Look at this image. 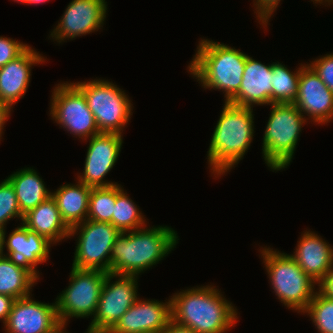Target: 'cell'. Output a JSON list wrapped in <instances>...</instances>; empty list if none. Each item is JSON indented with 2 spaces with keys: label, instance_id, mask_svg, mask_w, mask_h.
I'll return each instance as SVG.
<instances>
[{
  "label": "cell",
  "instance_id": "obj_41",
  "mask_svg": "<svg viewBox=\"0 0 333 333\" xmlns=\"http://www.w3.org/2000/svg\"><path fill=\"white\" fill-rule=\"evenodd\" d=\"M16 2H20V3H23V4H28V0H14Z\"/></svg>",
  "mask_w": 333,
  "mask_h": 333
},
{
  "label": "cell",
  "instance_id": "obj_25",
  "mask_svg": "<svg viewBox=\"0 0 333 333\" xmlns=\"http://www.w3.org/2000/svg\"><path fill=\"white\" fill-rule=\"evenodd\" d=\"M123 186L116 184V203L113 210V226L121 233L143 228L146 219L139 206L133 202ZM146 224V225H145Z\"/></svg>",
  "mask_w": 333,
  "mask_h": 333
},
{
  "label": "cell",
  "instance_id": "obj_26",
  "mask_svg": "<svg viewBox=\"0 0 333 333\" xmlns=\"http://www.w3.org/2000/svg\"><path fill=\"white\" fill-rule=\"evenodd\" d=\"M304 65L301 63L296 71L291 72L279 61L272 62V104H290L295 101L298 93L299 76Z\"/></svg>",
  "mask_w": 333,
  "mask_h": 333
},
{
  "label": "cell",
  "instance_id": "obj_39",
  "mask_svg": "<svg viewBox=\"0 0 333 333\" xmlns=\"http://www.w3.org/2000/svg\"><path fill=\"white\" fill-rule=\"evenodd\" d=\"M49 0H28V4H42V3H45V2H48Z\"/></svg>",
  "mask_w": 333,
  "mask_h": 333
},
{
  "label": "cell",
  "instance_id": "obj_38",
  "mask_svg": "<svg viewBox=\"0 0 333 333\" xmlns=\"http://www.w3.org/2000/svg\"><path fill=\"white\" fill-rule=\"evenodd\" d=\"M3 229L0 228V258L4 256V249H3Z\"/></svg>",
  "mask_w": 333,
  "mask_h": 333
},
{
  "label": "cell",
  "instance_id": "obj_19",
  "mask_svg": "<svg viewBox=\"0 0 333 333\" xmlns=\"http://www.w3.org/2000/svg\"><path fill=\"white\" fill-rule=\"evenodd\" d=\"M271 80L272 63L265 65L247 55L239 91L228 102L247 108L272 104Z\"/></svg>",
  "mask_w": 333,
  "mask_h": 333
},
{
  "label": "cell",
  "instance_id": "obj_3",
  "mask_svg": "<svg viewBox=\"0 0 333 333\" xmlns=\"http://www.w3.org/2000/svg\"><path fill=\"white\" fill-rule=\"evenodd\" d=\"M207 152L211 174L228 173L244 158L254 136L253 108L225 102Z\"/></svg>",
  "mask_w": 333,
  "mask_h": 333
},
{
  "label": "cell",
  "instance_id": "obj_33",
  "mask_svg": "<svg viewBox=\"0 0 333 333\" xmlns=\"http://www.w3.org/2000/svg\"><path fill=\"white\" fill-rule=\"evenodd\" d=\"M317 286V289L322 294H324L326 297L333 298V266Z\"/></svg>",
  "mask_w": 333,
  "mask_h": 333
},
{
  "label": "cell",
  "instance_id": "obj_36",
  "mask_svg": "<svg viewBox=\"0 0 333 333\" xmlns=\"http://www.w3.org/2000/svg\"><path fill=\"white\" fill-rule=\"evenodd\" d=\"M163 333H195V331L180 325L171 319L167 324V327L163 330Z\"/></svg>",
  "mask_w": 333,
  "mask_h": 333
},
{
  "label": "cell",
  "instance_id": "obj_4",
  "mask_svg": "<svg viewBox=\"0 0 333 333\" xmlns=\"http://www.w3.org/2000/svg\"><path fill=\"white\" fill-rule=\"evenodd\" d=\"M188 72L204 89L222 90L228 102L242 82L247 54L224 43L201 38Z\"/></svg>",
  "mask_w": 333,
  "mask_h": 333
},
{
  "label": "cell",
  "instance_id": "obj_5",
  "mask_svg": "<svg viewBox=\"0 0 333 333\" xmlns=\"http://www.w3.org/2000/svg\"><path fill=\"white\" fill-rule=\"evenodd\" d=\"M259 250L277 298L285 307L303 314L317 291L315 285L318 283L289 254L267 246Z\"/></svg>",
  "mask_w": 333,
  "mask_h": 333
},
{
  "label": "cell",
  "instance_id": "obj_8",
  "mask_svg": "<svg viewBox=\"0 0 333 333\" xmlns=\"http://www.w3.org/2000/svg\"><path fill=\"white\" fill-rule=\"evenodd\" d=\"M120 233L111 223L88 219L71 227L69 238L79 235L72 267L110 273V254Z\"/></svg>",
  "mask_w": 333,
  "mask_h": 333
},
{
  "label": "cell",
  "instance_id": "obj_7",
  "mask_svg": "<svg viewBox=\"0 0 333 333\" xmlns=\"http://www.w3.org/2000/svg\"><path fill=\"white\" fill-rule=\"evenodd\" d=\"M86 97L100 133H123L131 115L133 104L128 94L105 79L73 82Z\"/></svg>",
  "mask_w": 333,
  "mask_h": 333
},
{
  "label": "cell",
  "instance_id": "obj_31",
  "mask_svg": "<svg viewBox=\"0 0 333 333\" xmlns=\"http://www.w3.org/2000/svg\"><path fill=\"white\" fill-rule=\"evenodd\" d=\"M29 45L13 38L0 36V68L21 55Z\"/></svg>",
  "mask_w": 333,
  "mask_h": 333
},
{
  "label": "cell",
  "instance_id": "obj_12",
  "mask_svg": "<svg viewBox=\"0 0 333 333\" xmlns=\"http://www.w3.org/2000/svg\"><path fill=\"white\" fill-rule=\"evenodd\" d=\"M107 9L105 0H72L49 38L60 44L98 31L104 25Z\"/></svg>",
  "mask_w": 333,
  "mask_h": 333
},
{
  "label": "cell",
  "instance_id": "obj_11",
  "mask_svg": "<svg viewBox=\"0 0 333 333\" xmlns=\"http://www.w3.org/2000/svg\"><path fill=\"white\" fill-rule=\"evenodd\" d=\"M116 281H111L113 279ZM138 276L108 273L102 285L96 313L88 326L89 333H108L121 316L139 298Z\"/></svg>",
  "mask_w": 333,
  "mask_h": 333
},
{
  "label": "cell",
  "instance_id": "obj_40",
  "mask_svg": "<svg viewBox=\"0 0 333 333\" xmlns=\"http://www.w3.org/2000/svg\"><path fill=\"white\" fill-rule=\"evenodd\" d=\"M311 1H313V4L317 3V5H319L324 3L323 5H325L328 3L329 0H311Z\"/></svg>",
  "mask_w": 333,
  "mask_h": 333
},
{
  "label": "cell",
  "instance_id": "obj_17",
  "mask_svg": "<svg viewBox=\"0 0 333 333\" xmlns=\"http://www.w3.org/2000/svg\"><path fill=\"white\" fill-rule=\"evenodd\" d=\"M46 58L29 46L21 55L0 68V101L11 108L25 96L31 80V68ZM43 62V63H42Z\"/></svg>",
  "mask_w": 333,
  "mask_h": 333
},
{
  "label": "cell",
  "instance_id": "obj_18",
  "mask_svg": "<svg viewBox=\"0 0 333 333\" xmlns=\"http://www.w3.org/2000/svg\"><path fill=\"white\" fill-rule=\"evenodd\" d=\"M15 228L6 240V229L3 230V249L7 248L10 257L27 266L38 277L41 273L37 269L38 264L46 263L49 259V251L52 243L36 232L28 230L22 223ZM50 249V250H49Z\"/></svg>",
  "mask_w": 333,
  "mask_h": 333
},
{
  "label": "cell",
  "instance_id": "obj_13",
  "mask_svg": "<svg viewBox=\"0 0 333 333\" xmlns=\"http://www.w3.org/2000/svg\"><path fill=\"white\" fill-rule=\"evenodd\" d=\"M88 141L83 173L77 175V180L90 187H109L118 184L108 182L104 178L120 156L123 134L100 133Z\"/></svg>",
  "mask_w": 333,
  "mask_h": 333
},
{
  "label": "cell",
  "instance_id": "obj_15",
  "mask_svg": "<svg viewBox=\"0 0 333 333\" xmlns=\"http://www.w3.org/2000/svg\"><path fill=\"white\" fill-rule=\"evenodd\" d=\"M58 323L56 302L36 301L29 295L14 300L3 325L6 333H46Z\"/></svg>",
  "mask_w": 333,
  "mask_h": 333
},
{
  "label": "cell",
  "instance_id": "obj_42",
  "mask_svg": "<svg viewBox=\"0 0 333 333\" xmlns=\"http://www.w3.org/2000/svg\"><path fill=\"white\" fill-rule=\"evenodd\" d=\"M142 333H163V331H147V332H142Z\"/></svg>",
  "mask_w": 333,
  "mask_h": 333
},
{
  "label": "cell",
  "instance_id": "obj_21",
  "mask_svg": "<svg viewBox=\"0 0 333 333\" xmlns=\"http://www.w3.org/2000/svg\"><path fill=\"white\" fill-rule=\"evenodd\" d=\"M22 224L46 238L52 245L69 238L70 228L62 220L52 195L24 214Z\"/></svg>",
  "mask_w": 333,
  "mask_h": 333
},
{
  "label": "cell",
  "instance_id": "obj_10",
  "mask_svg": "<svg viewBox=\"0 0 333 333\" xmlns=\"http://www.w3.org/2000/svg\"><path fill=\"white\" fill-rule=\"evenodd\" d=\"M69 285L57 296L56 308L59 322L70 318L93 319L102 285L108 273L99 270L71 268Z\"/></svg>",
  "mask_w": 333,
  "mask_h": 333
},
{
  "label": "cell",
  "instance_id": "obj_24",
  "mask_svg": "<svg viewBox=\"0 0 333 333\" xmlns=\"http://www.w3.org/2000/svg\"><path fill=\"white\" fill-rule=\"evenodd\" d=\"M38 277L27 266L13 258H0V294L18 298L32 296V287L38 282Z\"/></svg>",
  "mask_w": 333,
  "mask_h": 333
},
{
  "label": "cell",
  "instance_id": "obj_1",
  "mask_svg": "<svg viewBox=\"0 0 333 333\" xmlns=\"http://www.w3.org/2000/svg\"><path fill=\"white\" fill-rule=\"evenodd\" d=\"M169 298L171 319L195 333H226L238 321L236 307L212 284L177 291Z\"/></svg>",
  "mask_w": 333,
  "mask_h": 333
},
{
  "label": "cell",
  "instance_id": "obj_9",
  "mask_svg": "<svg viewBox=\"0 0 333 333\" xmlns=\"http://www.w3.org/2000/svg\"><path fill=\"white\" fill-rule=\"evenodd\" d=\"M51 97L50 116L60 127L86 142L100 134L86 97L74 83L57 84Z\"/></svg>",
  "mask_w": 333,
  "mask_h": 333
},
{
  "label": "cell",
  "instance_id": "obj_43",
  "mask_svg": "<svg viewBox=\"0 0 333 333\" xmlns=\"http://www.w3.org/2000/svg\"><path fill=\"white\" fill-rule=\"evenodd\" d=\"M326 5H327V6H328V5H329V6L333 5V0H329L328 3H327Z\"/></svg>",
  "mask_w": 333,
  "mask_h": 333
},
{
  "label": "cell",
  "instance_id": "obj_20",
  "mask_svg": "<svg viewBox=\"0 0 333 333\" xmlns=\"http://www.w3.org/2000/svg\"><path fill=\"white\" fill-rule=\"evenodd\" d=\"M293 254H289L315 282L319 283L333 266V246L307 229L301 234Z\"/></svg>",
  "mask_w": 333,
  "mask_h": 333
},
{
  "label": "cell",
  "instance_id": "obj_27",
  "mask_svg": "<svg viewBox=\"0 0 333 333\" xmlns=\"http://www.w3.org/2000/svg\"><path fill=\"white\" fill-rule=\"evenodd\" d=\"M115 203L116 184L109 187H92L87 219L97 222H108L113 225Z\"/></svg>",
  "mask_w": 333,
  "mask_h": 333
},
{
  "label": "cell",
  "instance_id": "obj_23",
  "mask_svg": "<svg viewBox=\"0 0 333 333\" xmlns=\"http://www.w3.org/2000/svg\"><path fill=\"white\" fill-rule=\"evenodd\" d=\"M7 179L14 187L16 199L23 215L51 196V191L46 188L43 179L33 167L20 169L8 176Z\"/></svg>",
  "mask_w": 333,
  "mask_h": 333
},
{
  "label": "cell",
  "instance_id": "obj_37",
  "mask_svg": "<svg viewBox=\"0 0 333 333\" xmlns=\"http://www.w3.org/2000/svg\"><path fill=\"white\" fill-rule=\"evenodd\" d=\"M66 326H67V323L59 322L50 331H48L46 333H69L65 330ZM85 333H89V331L87 330Z\"/></svg>",
  "mask_w": 333,
  "mask_h": 333
},
{
  "label": "cell",
  "instance_id": "obj_34",
  "mask_svg": "<svg viewBox=\"0 0 333 333\" xmlns=\"http://www.w3.org/2000/svg\"><path fill=\"white\" fill-rule=\"evenodd\" d=\"M14 300L11 296L0 294V321L3 324L7 321Z\"/></svg>",
  "mask_w": 333,
  "mask_h": 333
},
{
  "label": "cell",
  "instance_id": "obj_16",
  "mask_svg": "<svg viewBox=\"0 0 333 333\" xmlns=\"http://www.w3.org/2000/svg\"><path fill=\"white\" fill-rule=\"evenodd\" d=\"M170 320L171 299L162 302L138 298L108 333L163 331Z\"/></svg>",
  "mask_w": 333,
  "mask_h": 333
},
{
  "label": "cell",
  "instance_id": "obj_14",
  "mask_svg": "<svg viewBox=\"0 0 333 333\" xmlns=\"http://www.w3.org/2000/svg\"><path fill=\"white\" fill-rule=\"evenodd\" d=\"M293 104L315 124H327L333 120V92L308 63L301 68L298 93Z\"/></svg>",
  "mask_w": 333,
  "mask_h": 333
},
{
  "label": "cell",
  "instance_id": "obj_32",
  "mask_svg": "<svg viewBox=\"0 0 333 333\" xmlns=\"http://www.w3.org/2000/svg\"><path fill=\"white\" fill-rule=\"evenodd\" d=\"M281 0H253L254 2V13L257 14V21L259 24L264 25L263 28L267 29V25L273 13L277 10ZM269 20V21H268Z\"/></svg>",
  "mask_w": 333,
  "mask_h": 333
},
{
  "label": "cell",
  "instance_id": "obj_2",
  "mask_svg": "<svg viewBox=\"0 0 333 333\" xmlns=\"http://www.w3.org/2000/svg\"><path fill=\"white\" fill-rule=\"evenodd\" d=\"M169 226L143 227L120 233L110 254V273L138 276L163 260L178 244Z\"/></svg>",
  "mask_w": 333,
  "mask_h": 333
},
{
  "label": "cell",
  "instance_id": "obj_28",
  "mask_svg": "<svg viewBox=\"0 0 333 333\" xmlns=\"http://www.w3.org/2000/svg\"><path fill=\"white\" fill-rule=\"evenodd\" d=\"M304 313L309 315L317 332L333 333V298L317 290Z\"/></svg>",
  "mask_w": 333,
  "mask_h": 333
},
{
  "label": "cell",
  "instance_id": "obj_29",
  "mask_svg": "<svg viewBox=\"0 0 333 333\" xmlns=\"http://www.w3.org/2000/svg\"><path fill=\"white\" fill-rule=\"evenodd\" d=\"M23 217L14 187L6 178L0 182V228L4 230L8 221L12 218H17L22 223Z\"/></svg>",
  "mask_w": 333,
  "mask_h": 333
},
{
  "label": "cell",
  "instance_id": "obj_30",
  "mask_svg": "<svg viewBox=\"0 0 333 333\" xmlns=\"http://www.w3.org/2000/svg\"><path fill=\"white\" fill-rule=\"evenodd\" d=\"M319 76L322 82L333 92V53L310 61L308 64Z\"/></svg>",
  "mask_w": 333,
  "mask_h": 333
},
{
  "label": "cell",
  "instance_id": "obj_6",
  "mask_svg": "<svg viewBox=\"0 0 333 333\" xmlns=\"http://www.w3.org/2000/svg\"><path fill=\"white\" fill-rule=\"evenodd\" d=\"M270 116L262 141V156L266 165L274 172L292 162L302 127L307 119L293 104H270Z\"/></svg>",
  "mask_w": 333,
  "mask_h": 333
},
{
  "label": "cell",
  "instance_id": "obj_22",
  "mask_svg": "<svg viewBox=\"0 0 333 333\" xmlns=\"http://www.w3.org/2000/svg\"><path fill=\"white\" fill-rule=\"evenodd\" d=\"M91 189L78 180L77 184H63L51 192L62 220L69 228L87 220Z\"/></svg>",
  "mask_w": 333,
  "mask_h": 333
},
{
  "label": "cell",
  "instance_id": "obj_35",
  "mask_svg": "<svg viewBox=\"0 0 333 333\" xmlns=\"http://www.w3.org/2000/svg\"><path fill=\"white\" fill-rule=\"evenodd\" d=\"M12 108L2 101H0V140L2 139V133L4 130V125L8 121L9 116L11 115Z\"/></svg>",
  "mask_w": 333,
  "mask_h": 333
}]
</instances>
